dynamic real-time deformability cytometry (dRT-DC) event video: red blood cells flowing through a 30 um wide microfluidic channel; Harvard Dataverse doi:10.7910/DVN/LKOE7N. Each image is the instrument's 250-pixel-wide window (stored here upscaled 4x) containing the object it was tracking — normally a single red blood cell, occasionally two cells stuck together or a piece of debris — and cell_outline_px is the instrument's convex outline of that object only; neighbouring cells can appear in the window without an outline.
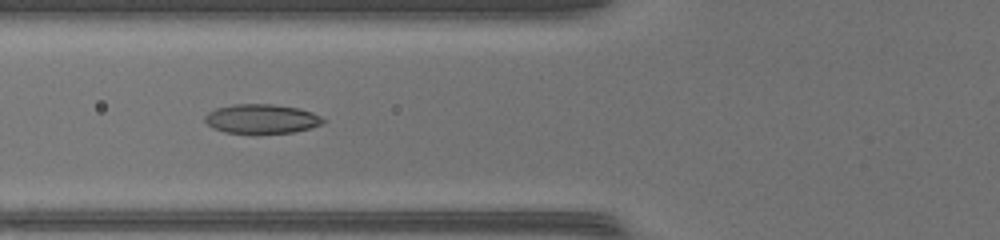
{"species": "common noctule bat (a hibernating species)", "species_latin": "Nyctalus noctula", "temperature_condition": "warm", "stored_images_in_passage": 43, "camera_frame_rate_fps": 3000, "um_per_image_px": 0.085, "animal": {"sex": "female", "body_mass_g": 17.0, "forearm_length_mm": 48.0}, "frame": {"image": 1, "passage_image": 17, "time_ms": 5.333, "image_size_px": [1000, 240], "cell_outline_px": [[328, 120], [320, 124], [308, 128], [292, 132], [224, 132], [212, 128], [204, 120], [204, 116], [208, 112], [216, 108], [236, 104], [272, 104], [296, 108], [312, 112]], "centroid_in_image_um": [22.21, 10.08], "position_along_channel_um": 103.6, "area_um2": 19.77}}
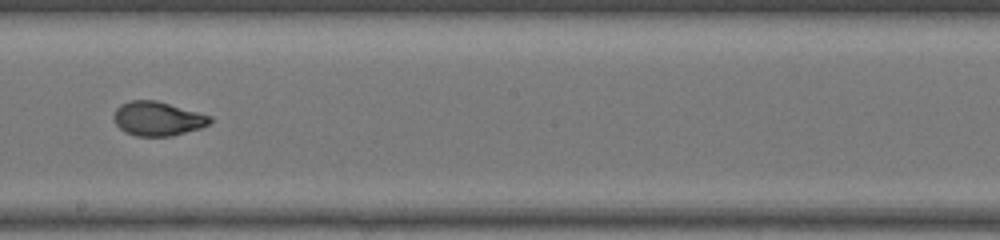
{"frame": {"image": 2, "passage_image": 26, "time_ms": 8.333, "image_size_px": [1000, 240], "cell_outline_px": [[212, 120], [208, 124], [200, 128], [172, 136], [136, 136], [124, 132], [116, 124], [112, 116], [116, 108], [120, 104], [132, 100], [156, 100], [212, 116]], "centroid_in_image_um": [13.37, 10.09], "position_along_channel_um": 234.8, "area_um2": 19.19}}
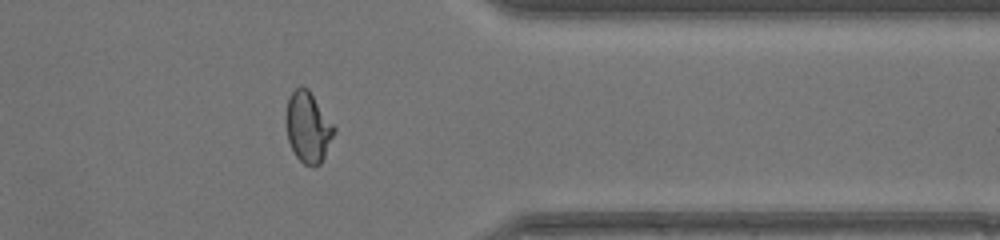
{"frame": {"image": 3, "passage_image": 37, "time_ms": 12.0, "image_size_px": [1000, 240], "cell_outline_px": [[336, 132], [320, 164], [312, 168], [304, 164], [296, 156], [288, 140], [284, 120], [284, 116], [288, 100], [292, 92], [296, 88], [308, 88], [336, 128]], "centroid_in_image_um": [26.17, 10.83], "position_along_channel_um": 385.2, "area_um2": 19.88}}